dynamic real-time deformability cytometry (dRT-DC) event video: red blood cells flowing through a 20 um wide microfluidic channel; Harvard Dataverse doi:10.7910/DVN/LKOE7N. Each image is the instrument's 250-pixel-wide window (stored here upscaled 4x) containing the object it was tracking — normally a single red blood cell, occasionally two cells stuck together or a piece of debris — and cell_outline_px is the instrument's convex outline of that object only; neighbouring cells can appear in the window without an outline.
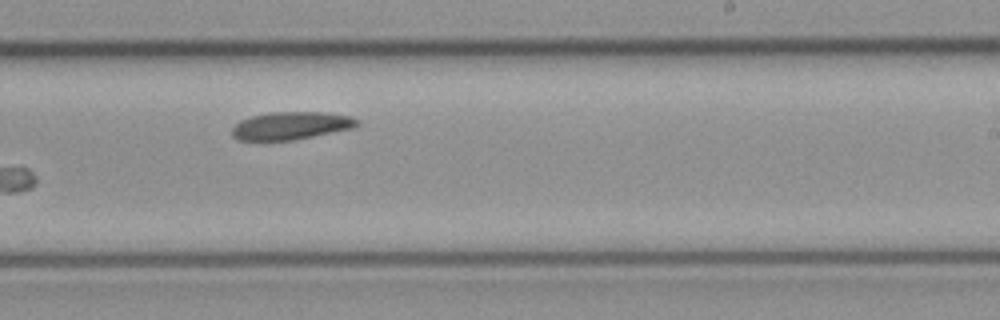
{"species": "common noctule bat (a hibernating species)", "species_latin": "Nyctalus noctula", "temperature_condition": "cold", "stored_images_in_passage": 25, "camera_frame_rate_fps": 3000, "um_per_image_px": 0.085, "animal": {"sex": "female", "body_mass_g": 21.9}, "frame": {"image": 1, "passage_image": 15, "time_ms": 4.667, "image_size_px": [1000, 320], "cell_outline_px": [[360, 124], [352, 128], [292, 140], [236, 140], [232, 136], [232, 128], [240, 120], [252, 116], [272, 112], [324, 112], [352, 116], [360, 120]], "centroid_in_image_um": [24.74, 10.67], "position_along_channel_um": 264.3, "area_um2": 20.17}}
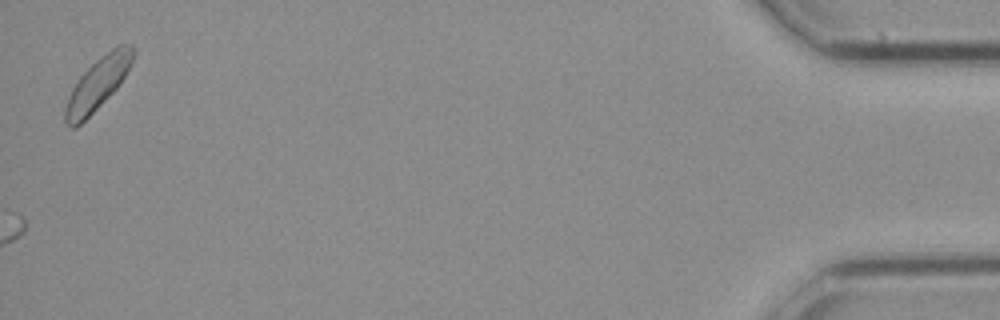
{"frame": {"image": 2, "passage_image": 25, "time_ms": 8.0, "image_size_px": [1000, 320], "cell_outline_px": [[136, 52], [132, 64], [120, 84], [76, 128], [68, 128], [64, 120], [64, 108], [68, 96], [72, 88], [80, 76], [100, 56], [112, 48], [120, 44], [132, 44]], "centroid_in_image_um": [8.31, 7.1], "position_along_channel_um": 426.9, "area_um2": 20.52}}